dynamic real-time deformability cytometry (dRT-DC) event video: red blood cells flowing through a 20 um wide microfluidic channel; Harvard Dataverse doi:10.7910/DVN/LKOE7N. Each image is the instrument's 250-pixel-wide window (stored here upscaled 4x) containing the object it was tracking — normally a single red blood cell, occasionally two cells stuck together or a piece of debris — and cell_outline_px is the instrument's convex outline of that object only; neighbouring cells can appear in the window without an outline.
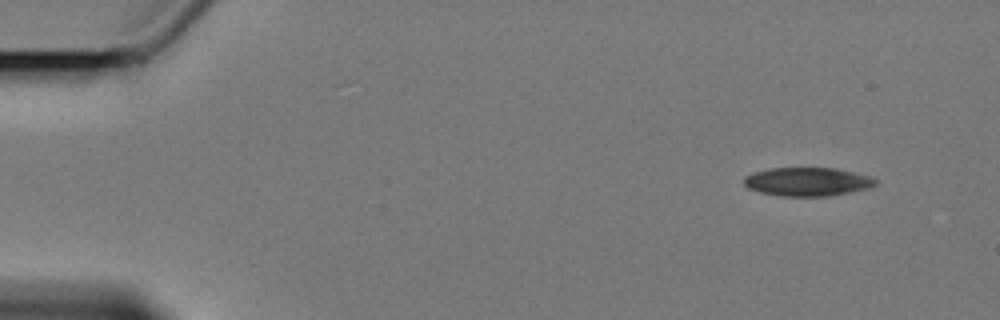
{"species": "Egyptian fruit bat (a non-hibernating species)", "species_latin": "Rousettus aegyptiacus", "temperature_condition": "cold", "stored_images_in_passage": 7, "camera_frame_rate_fps": 3000, "um_per_image_px": 0.085, "animal": {"sex": "female"}, "frame": {"image": 1, "passage_image": 1, "time_ms": 0.0, "image_size_px": [1000, 320], "cell_outline_px": [[880, 180], [876, 184], [868, 188], [828, 196], [780, 196], [760, 192], [748, 188], [744, 184], [744, 176], [752, 172], [768, 168], [836, 168], [872, 176]], "centroid_in_image_um": [68.63, 15.43], "position_along_channel_um": 16.4, "area_um2": 22.08}}
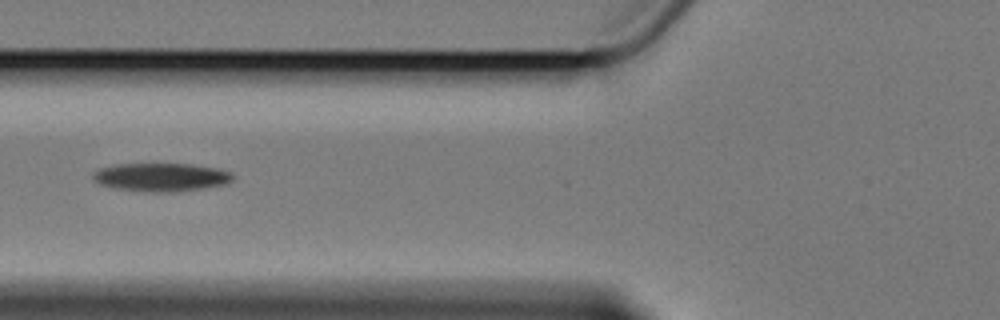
{"frame": {"image": 2, "passage_image": 6, "time_ms": 6.0, "image_size_px": [1000, 320], "cell_outline_px": [[232, 180], [224, 184], [176, 192], [144, 192], [116, 188], [100, 184], [92, 176], [100, 168], [116, 164], [188, 164], [220, 168], [232, 172]], "centroid_in_image_um": [13.72, 15.06], "position_along_channel_um": 112.1, "area_um2": 22.89}}
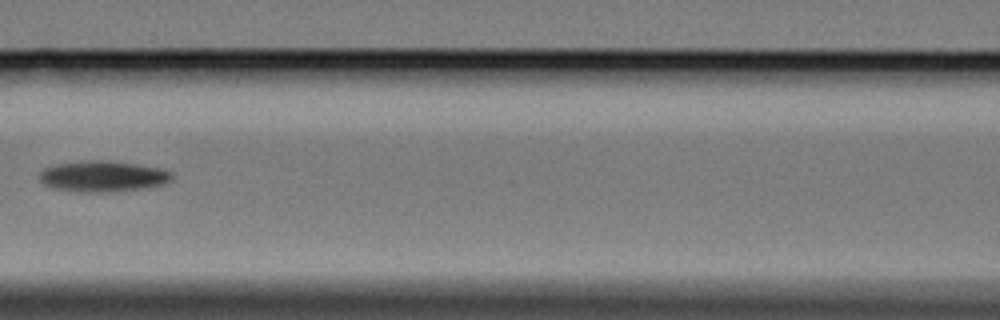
{"frame": {"image": 3, "passage_image": 7, "time_ms": 7.333, "image_size_px": [1000, 320], "cell_outline_px": [[172, 180], [164, 184], [140, 188], [104, 192], [80, 192], [52, 188], [44, 184], [40, 180], [40, 172], [44, 168], [56, 164], [80, 160], [108, 160], [136, 164], [160, 168], [172, 172]], "centroid_in_image_um": [8.71, 14.97], "position_along_channel_um": 157.9, "area_um2": 23.87}}